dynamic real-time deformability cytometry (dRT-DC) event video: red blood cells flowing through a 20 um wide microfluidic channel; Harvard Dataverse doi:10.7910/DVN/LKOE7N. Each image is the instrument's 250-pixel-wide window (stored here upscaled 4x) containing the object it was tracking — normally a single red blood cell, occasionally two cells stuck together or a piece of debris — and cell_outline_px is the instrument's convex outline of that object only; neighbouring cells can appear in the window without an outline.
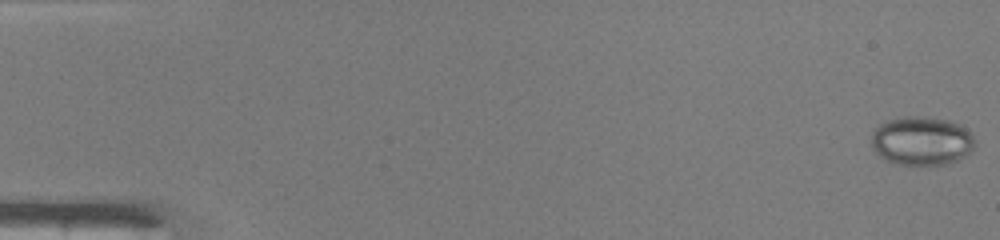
{"species": "common noctule bat (a hibernating species)", "species_latin": "Nyctalus noctula", "temperature_condition": "warm", "stored_images_in_passage": 15, "camera_frame_rate_fps": 3000, "um_per_image_px": 0.085, "animal": {"sex": "male", "body_mass_g": 19.0, "forearm_length_mm": 50.8}, "frame": {"image": 1, "passage_image": 1, "time_ms": 0.0, "image_size_px": [1000, 240], "cell_outline_px": [[976, 144], [972, 152], [960, 160], [948, 164], [900, 164], [884, 160], [872, 148], [872, 132], [880, 124], [888, 120], [904, 116], [924, 116], [948, 120], [960, 124], [972, 132]], "centroid_in_image_um": [78.39, 11.97], "position_along_channel_um": 6.6, "area_um2": 29.82}}